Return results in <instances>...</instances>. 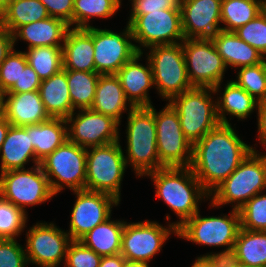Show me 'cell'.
<instances>
[{"label":"cell","mask_w":266,"mask_h":267,"mask_svg":"<svg viewBox=\"0 0 266 267\" xmlns=\"http://www.w3.org/2000/svg\"><path fill=\"white\" fill-rule=\"evenodd\" d=\"M211 39L226 67L238 69L253 66L266 59L262 53L240 39L233 31L220 30Z\"/></svg>","instance_id":"cell-26"},{"label":"cell","mask_w":266,"mask_h":267,"mask_svg":"<svg viewBox=\"0 0 266 267\" xmlns=\"http://www.w3.org/2000/svg\"><path fill=\"white\" fill-rule=\"evenodd\" d=\"M25 240L28 264L39 267H59L65 262L67 248L72 241L65 230L45 221L30 227Z\"/></svg>","instance_id":"cell-16"},{"label":"cell","mask_w":266,"mask_h":267,"mask_svg":"<svg viewBox=\"0 0 266 267\" xmlns=\"http://www.w3.org/2000/svg\"><path fill=\"white\" fill-rule=\"evenodd\" d=\"M3 11L0 9V27L2 26Z\"/></svg>","instance_id":"cell-56"},{"label":"cell","mask_w":266,"mask_h":267,"mask_svg":"<svg viewBox=\"0 0 266 267\" xmlns=\"http://www.w3.org/2000/svg\"><path fill=\"white\" fill-rule=\"evenodd\" d=\"M2 114L12 126L39 124L51 118L39 91L3 93Z\"/></svg>","instance_id":"cell-21"},{"label":"cell","mask_w":266,"mask_h":267,"mask_svg":"<svg viewBox=\"0 0 266 267\" xmlns=\"http://www.w3.org/2000/svg\"><path fill=\"white\" fill-rule=\"evenodd\" d=\"M128 24L138 52L157 46L177 44L185 39L180 9L147 11L143 15H130ZM144 48V49H143Z\"/></svg>","instance_id":"cell-8"},{"label":"cell","mask_w":266,"mask_h":267,"mask_svg":"<svg viewBox=\"0 0 266 267\" xmlns=\"http://www.w3.org/2000/svg\"><path fill=\"white\" fill-rule=\"evenodd\" d=\"M260 153L253 147L236 170L210 193V207L231 204L232 209L238 210L253 196L266 191V153Z\"/></svg>","instance_id":"cell-3"},{"label":"cell","mask_w":266,"mask_h":267,"mask_svg":"<svg viewBox=\"0 0 266 267\" xmlns=\"http://www.w3.org/2000/svg\"><path fill=\"white\" fill-rule=\"evenodd\" d=\"M124 267H150L149 263L125 260Z\"/></svg>","instance_id":"cell-52"},{"label":"cell","mask_w":266,"mask_h":267,"mask_svg":"<svg viewBox=\"0 0 266 267\" xmlns=\"http://www.w3.org/2000/svg\"><path fill=\"white\" fill-rule=\"evenodd\" d=\"M42 80L39 78L33 68L27 64L21 76L13 86L5 93H24L29 91H39Z\"/></svg>","instance_id":"cell-47"},{"label":"cell","mask_w":266,"mask_h":267,"mask_svg":"<svg viewBox=\"0 0 266 267\" xmlns=\"http://www.w3.org/2000/svg\"><path fill=\"white\" fill-rule=\"evenodd\" d=\"M14 48L13 35L5 27H0V65Z\"/></svg>","instance_id":"cell-48"},{"label":"cell","mask_w":266,"mask_h":267,"mask_svg":"<svg viewBox=\"0 0 266 267\" xmlns=\"http://www.w3.org/2000/svg\"><path fill=\"white\" fill-rule=\"evenodd\" d=\"M130 15H143L147 11H161L164 9H180L181 0H130Z\"/></svg>","instance_id":"cell-44"},{"label":"cell","mask_w":266,"mask_h":267,"mask_svg":"<svg viewBox=\"0 0 266 267\" xmlns=\"http://www.w3.org/2000/svg\"><path fill=\"white\" fill-rule=\"evenodd\" d=\"M125 258L119 253L111 256L101 257L99 267H124Z\"/></svg>","instance_id":"cell-50"},{"label":"cell","mask_w":266,"mask_h":267,"mask_svg":"<svg viewBox=\"0 0 266 267\" xmlns=\"http://www.w3.org/2000/svg\"><path fill=\"white\" fill-rule=\"evenodd\" d=\"M148 49L150 51L146 57L152 68L153 84L163 100L169 101L175 95L193 88L187 75L182 42Z\"/></svg>","instance_id":"cell-7"},{"label":"cell","mask_w":266,"mask_h":267,"mask_svg":"<svg viewBox=\"0 0 266 267\" xmlns=\"http://www.w3.org/2000/svg\"><path fill=\"white\" fill-rule=\"evenodd\" d=\"M14 0H0V9L3 11Z\"/></svg>","instance_id":"cell-54"},{"label":"cell","mask_w":266,"mask_h":267,"mask_svg":"<svg viewBox=\"0 0 266 267\" xmlns=\"http://www.w3.org/2000/svg\"><path fill=\"white\" fill-rule=\"evenodd\" d=\"M234 32L266 58V13L264 11Z\"/></svg>","instance_id":"cell-40"},{"label":"cell","mask_w":266,"mask_h":267,"mask_svg":"<svg viewBox=\"0 0 266 267\" xmlns=\"http://www.w3.org/2000/svg\"><path fill=\"white\" fill-rule=\"evenodd\" d=\"M237 267H256V266H248L240 263Z\"/></svg>","instance_id":"cell-57"},{"label":"cell","mask_w":266,"mask_h":267,"mask_svg":"<svg viewBox=\"0 0 266 267\" xmlns=\"http://www.w3.org/2000/svg\"><path fill=\"white\" fill-rule=\"evenodd\" d=\"M3 108V92L0 90V113H2Z\"/></svg>","instance_id":"cell-55"},{"label":"cell","mask_w":266,"mask_h":267,"mask_svg":"<svg viewBox=\"0 0 266 267\" xmlns=\"http://www.w3.org/2000/svg\"><path fill=\"white\" fill-rule=\"evenodd\" d=\"M217 115L221 124H231L226 115L235 116L238 121L247 119L259 102L233 80L227 81L223 93L216 99Z\"/></svg>","instance_id":"cell-28"},{"label":"cell","mask_w":266,"mask_h":267,"mask_svg":"<svg viewBox=\"0 0 266 267\" xmlns=\"http://www.w3.org/2000/svg\"><path fill=\"white\" fill-rule=\"evenodd\" d=\"M0 172L14 169H25V164L36 160L35 150L30 139V125L10 126L0 148Z\"/></svg>","instance_id":"cell-23"},{"label":"cell","mask_w":266,"mask_h":267,"mask_svg":"<svg viewBox=\"0 0 266 267\" xmlns=\"http://www.w3.org/2000/svg\"><path fill=\"white\" fill-rule=\"evenodd\" d=\"M10 126L11 124L6 120L5 116L0 113V148L6 138Z\"/></svg>","instance_id":"cell-51"},{"label":"cell","mask_w":266,"mask_h":267,"mask_svg":"<svg viewBox=\"0 0 266 267\" xmlns=\"http://www.w3.org/2000/svg\"><path fill=\"white\" fill-rule=\"evenodd\" d=\"M76 112L66 119L70 142L87 149L120 141V124L112 117L91 109Z\"/></svg>","instance_id":"cell-17"},{"label":"cell","mask_w":266,"mask_h":267,"mask_svg":"<svg viewBox=\"0 0 266 267\" xmlns=\"http://www.w3.org/2000/svg\"><path fill=\"white\" fill-rule=\"evenodd\" d=\"M237 78L233 80L259 103L266 100V59L253 66L238 68Z\"/></svg>","instance_id":"cell-37"},{"label":"cell","mask_w":266,"mask_h":267,"mask_svg":"<svg viewBox=\"0 0 266 267\" xmlns=\"http://www.w3.org/2000/svg\"><path fill=\"white\" fill-rule=\"evenodd\" d=\"M182 48L192 86L213 88L218 95L227 67L212 39H184Z\"/></svg>","instance_id":"cell-12"},{"label":"cell","mask_w":266,"mask_h":267,"mask_svg":"<svg viewBox=\"0 0 266 267\" xmlns=\"http://www.w3.org/2000/svg\"><path fill=\"white\" fill-rule=\"evenodd\" d=\"M49 17L39 0H14L3 10L2 26L13 33L18 27Z\"/></svg>","instance_id":"cell-32"},{"label":"cell","mask_w":266,"mask_h":267,"mask_svg":"<svg viewBox=\"0 0 266 267\" xmlns=\"http://www.w3.org/2000/svg\"><path fill=\"white\" fill-rule=\"evenodd\" d=\"M198 258H203L210 267H237L240 264L238 251L234 246L218 253L200 255Z\"/></svg>","instance_id":"cell-46"},{"label":"cell","mask_w":266,"mask_h":267,"mask_svg":"<svg viewBox=\"0 0 266 267\" xmlns=\"http://www.w3.org/2000/svg\"><path fill=\"white\" fill-rule=\"evenodd\" d=\"M240 229L239 211L232 209L229 215L205 216L200 211L177 228V237L198 245L230 248L235 245Z\"/></svg>","instance_id":"cell-13"},{"label":"cell","mask_w":266,"mask_h":267,"mask_svg":"<svg viewBox=\"0 0 266 267\" xmlns=\"http://www.w3.org/2000/svg\"><path fill=\"white\" fill-rule=\"evenodd\" d=\"M40 165L55 196L66 187L70 191L85 189L86 148L67 140L44 158Z\"/></svg>","instance_id":"cell-9"},{"label":"cell","mask_w":266,"mask_h":267,"mask_svg":"<svg viewBox=\"0 0 266 267\" xmlns=\"http://www.w3.org/2000/svg\"><path fill=\"white\" fill-rule=\"evenodd\" d=\"M30 139L40 163L59 146L68 140L66 119L50 118L39 124L30 125Z\"/></svg>","instance_id":"cell-29"},{"label":"cell","mask_w":266,"mask_h":267,"mask_svg":"<svg viewBox=\"0 0 266 267\" xmlns=\"http://www.w3.org/2000/svg\"><path fill=\"white\" fill-rule=\"evenodd\" d=\"M145 176L153 181L156 198L164 200L179 218L172 223L176 228L199 211L200 201L210 198L190 166L163 167Z\"/></svg>","instance_id":"cell-2"},{"label":"cell","mask_w":266,"mask_h":267,"mask_svg":"<svg viewBox=\"0 0 266 267\" xmlns=\"http://www.w3.org/2000/svg\"><path fill=\"white\" fill-rule=\"evenodd\" d=\"M27 64L24 51H17L13 48L6 56L0 65V90L3 93L7 92L19 80L21 71Z\"/></svg>","instance_id":"cell-41"},{"label":"cell","mask_w":266,"mask_h":267,"mask_svg":"<svg viewBox=\"0 0 266 267\" xmlns=\"http://www.w3.org/2000/svg\"><path fill=\"white\" fill-rule=\"evenodd\" d=\"M90 109L112 117L119 124L121 123L123 112L129 113L133 109V106L125 97L116 74L99 76L94 102Z\"/></svg>","instance_id":"cell-25"},{"label":"cell","mask_w":266,"mask_h":267,"mask_svg":"<svg viewBox=\"0 0 266 267\" xmlns=\"http://www.w3.org/2000/svg\"><path fill=\"white\" fill-rule=\"evenodd\" d=\"M212 94H216L213 88L193 87L168 101L178 113L183 134L192 145L220 124Z\"/></svg>","instance_id":"cell-5"},{"label":"cell","mask_w":266,"mask_h":267,"mask_svg":"<svg viewBox=\"0 0 266 267\" xmlns=\"http://www.w3.org/2000/svg\"><path fill=\"white\" fill-rule=\"evenodd\" d=\"M258 193L240 209V228L254 231H266V194Z\"/></svg>","instance_id":"cell-39"},{"label":"cell","mask_w":266,"mask_h":267,"mask_svg":"<svg viewBox=\"0 0 266 267\" xmlns=\"http://www.w3.org/2000/svg\"><path fill=\"white\" fill-rule=\"evenodd\" d=\"M27 63L43 81L63 69L62 46H41L24 51Z\"/></svg>","instance_id":"cell-35"},{"label":"cell","mask_w":266,"mask_h":267,"mask_svg":"<svg viewBox=\"0 0 266 267\" xmlns=\"http://www.w3.org/2000/svg\"><path fill=\"white\" fill-rule=\"evenodd\" d=\"M257 120H258V140L266 150V104L264 102L259 103L257 110Z\"/></svg>","instance_id":"cell-49"},{"label":"cell","mask_w":266,"mask_h":267,"mask_svg":"<svg viewBox=\"0 0 266 267\" xmlns=\"http://www.w3.org/2000/svg\"><path fill=\"white\" fill-rule=\"evenodd\" d=\"M234 247L241 264L266 267V231L240 228Z\"/></svg>","instance_id":"cell-33"},{"label":"cell","mask_w":266,"mask_h":267,"mask_svg":"<svg viewBox=\"0 0 266 267\" xmlns=\"http://www.w3.org/2000/svg\"><path fill=\"white\" fill-rule=\"evenodd\" d=\"M101 256L80 240H72L67 248L64 267H99Z\"/></svg>","instance_id":"cell-42"},{"label":"cell","mask_w":266,"mask_h":267,"mask_svg":"<svg viewBox=\"0 0 266 267\" xmlns=\"http://www.w3.org/2000/svg\"><path fill=\"white\" fill-rule=\"evenodd\" d=\"M27 216L21 208L0 196V239H17L22 235L27 227Z\"/></svg>","instance_id":"cell-38"},{"label":"cell","mask_w":266,"mask_h":267,"mask_svg":"<svg viewBox=\"0 0 266 267\" xmlns=\"http://www.w3.org/2000/svg\"><path fill=\"white\" fill-rule=\"evenodd\" d=\"M39 93L46 112L51 118L67 119L73 113L65 69L43 80Z\"/></svg>","instance_id":"cell-27"},{"label":"cell","mask_w":266,"mask_h":267,"mask_svg":"<svg viewBox=\"0 0 266 267\" xmlns=\"http://www.w3.org/2000/svg\"><path fill=\"white\" fill-rule=\"evenodd\" d=\"M47 9L49 16L64 20L73 28L74 0H39Z\"/></svg>","instance_id":"cell-45"},{"label":"cell","mask_w":266,"mask_h":267,"mask_svg":"<svg viewBox=\"0 0 266 267\" xmlns=\"http://www.w3.org/2000/svg\"><path fill=\"white\" fill-rule=\"evenodd\" d=\"M92 26L70 27L62 46L63 69L95 72Z\"/></svg>","instance_id":"cell-22"},{"label":"cell","mask_w":266,"mask_h":267,"mask_svg":"<svg viewBox=\"0 0 266 267\" xmlns=\"http://www.w3.org/2000/svg\"><path fill=\"white\" fill-rule=\"evenodd\" d=\"M54 195L40 164L0 173V196L26 213L25 207L45 203Z\"/></svg>","instance_id":"cell-10"},{"label":"cell","mask_w":266,"mask_h":267,"mask_svg":"<svg viewBox=\"0 0 266 267\" xmlns=\"http://www.w3.org/2000/svg\"><path fill=\"white\" fill-rule=\"evenodd\" d=\"M143 54L144 52H138L116 73L125 97L133 107L152 106L148 93L154 86L152 68L148 59L146 66L139 62Z\"/></svg>","instance_id":"cell-20"},{"label":"cell","mask_w":266,"mask_h":267,"mask_svg":"<svg viewBox=\"0 0 266 267\" xmlns=\"http://www.w3.org/2000/svg\"><path fill=\"white\" fill-rule=\"evenodd\" d=\"M120 141L86 149L85 189L103 192L121 201V183L125 169V155Z\"/></svg>","instance_id":"cell-6"},{"label":"cell","mask_w":266,"mask_h":267,"mask_svg":"<svg viewBox=\"0 0 266 267\" xmlns=\"http://www.w3.org/2000/svg\"><path fill=\"white\" fill-rule=\"evenodd\" d=\"M92 38L95 72L100 75L116 74L138 53L128 23L120 33L92 26Z\"/></svg>","instance_id":"cell-15"},{"label":"cell","mask_w":266,"mask_h":267,"mask_svg":"<svg viewBox=\"0 0 266 267\" xmlns=\"http://www.w3.org/2000/svg\"><path fill=\"white\" fill-rule=\"evenodd\" d=\"M69 24L64 20L51 17L18 27L13 33V45L18 39L28 42L29 48L41 46H63Z\"/></svg>","instance_id":"cell-24"},{"label":"cell","mask_w":266,"mask_h":267,"mask_svg":"<svg viewBox=\"0 0 266 267\" xmlns=\"http://www.w3.org/2000/svg\"><path fill=\"white\" fill-rule=\"evenodd\" d=\"M77 196L70 217L71 240H80L97 225L110 218L113 207L120 201L114 196L91 190L72 191Z\"/></svg>","instance_id":"cell-18"},{"label":"cell","mask_w":266,"mask_h":267,"mask_svg":"<svg viewBox=\"0 0 266 267\" xmlns=\"http://www.w3.org/2000/svg\"><path fill=\"white\" fill-rule=\"evenodd\" d=\"M168 223L166 227L149 220L125 222L120 254L129 261L149 263L161 251L171 233L177 235V228Z\"/></svg>","instance_id":"cell-14"},{"label":"cell","mask_w":266,"mask_h":267,"mask_svg":"<svg viewBox=\"0 0 266 267\" xmlns=\"http://www.w3.org/2000/svg\"><path fill=\"white\" fill-rule=\"evenodd\" d=\"M231 124H219L193 145L191 169L210 194L253 150Z\"/></svg>","instance_id":"cell-1"},{"label":"cell","mask_w":266,"mask_h":267,"mask_svg":"<svg viewBox=\"0 0 266 267\" xmlns=\"http://www.w3.org/2000/svg\"><path fill=\"white\" fill-rule=\"evenodd\" d=\"M154 110L157 150L162 167H189L192 163L193 145L181 129L176 110L168 102L159 112Z\"/></svg>","instance_id":"cell-11"},{"label":"cell","mask_w":266,"mask_h":267,"mask_svg":"<svg viewBox=\"0 0 266 267\" xmlns=\"http://www.w3.org/2000/svg\"><path fill=\"white\" fill-rule=\"evenodd\" d=\"M24 246L16 239H0V267H27Z\"/></svg>","instance_id":"cell-43"},{"label":"cell","mask_w":266,"mask_h":267,"mask_svg":"<svg viewBox=\"0 0 266 267\" xmlns=\"http://www.w3.org/2000/svg\"><path fill=\"white\" fill-rule=\"evenodd\" d=\"M191 267H210L203 258H196Z\"/></svg>","instance_id":"cell-53"},{"label":"cell","mask_w":266,"mask_h":267,"mask_svg":"<svg viewBox=\"0 0 266 267\" xmlns=\"http://www.w3.org/2000/svg\"><path fill=\"white\" fill-rule=\"evenodd\" d=\"M66 75L73 112L77 109H90L94 102L100 74L97 72L66 70Z\"/></svg>","instance_id":"cell-34"},{"label":"cell","mask_w":266,"mask_h":267,"mask_svg":"<svg viewBox=\"0 0 266 267\" xmlns=\"http://www.w3.org/2000/svg\"><path fill=\"white\" fill-rule=\"evenodd\" d=\"M222 0H181L180 11L185 39H211L221 30Z\"/></svg>","instance_id":"cell-19"},{"label":"cell","mask_w":266,"mask_h":267,"mask_svg":"<svg viewBox=\"0 0 266 267\" xmlns=\"http://www.w3.org/2000/svg\"><path fill=\"white\" fill-rule=\"evenodd\" d=\"M121 0H74L73 28H89V21L112 17L121 8Z\"/></svg>","instance_id":"cell-36"},{"label":"cell","mask_w":266,"mask_h":267,"mask_svg":"<svg viewBox=\"0 0 266 267\" xmlns=\"http://www.w3.org/2000/svg\"><path fill=\"white\" fill-rule=\"evenodd\" d=\"M264 0H222L221 27L224 31H235L256 18L264 10Z\"/></svg>","instance_id":"cell-31"},{"label":"cell","mask_w":266,"mask_h":267,"mask_svg":"<svg viewBox=\"0 0 266 267\" xmlns=\"http://www.w3.org/2000/svg\"><path fill=\"white\" fill-rule=\"evenodd\" d=\"M125 222L111 220L110 217L85 234L80 241L101 257L119 254Z\"/></svg>","instance_id":"cell-30"},{"label":"cell","mask_w":266,"mask_h":267,"mask_svg":"<svg viewBox=\"0 0 266 267\" xmlns=\"http://www.w3.org/2000/svg\"><path fill=\"white\" fill-rule=\"evenodd\" d=\"M127 114L126 166L131 165L138 177L163 168L158 157L154 110L133 107Z\"/></svg>","instance_id":"cell-4"}]
</instances>
